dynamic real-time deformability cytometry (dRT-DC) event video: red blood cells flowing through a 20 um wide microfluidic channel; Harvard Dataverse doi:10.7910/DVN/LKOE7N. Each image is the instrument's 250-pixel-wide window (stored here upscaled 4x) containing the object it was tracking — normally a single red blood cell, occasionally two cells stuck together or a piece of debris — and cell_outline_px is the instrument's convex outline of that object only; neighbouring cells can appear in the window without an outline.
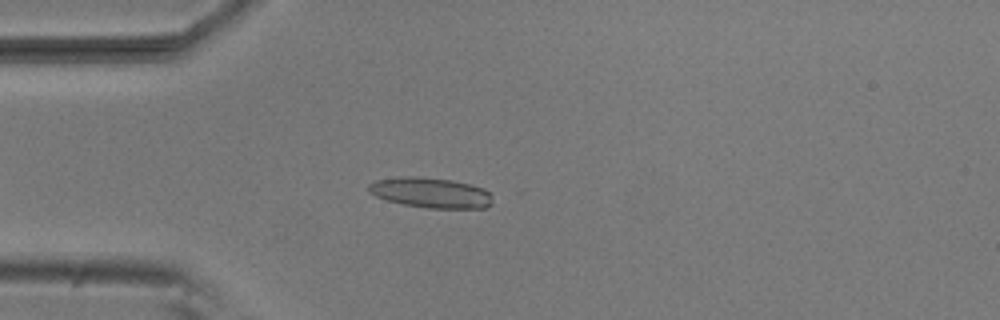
{"species": "common noctule bat (a hibernating species)", "species_latin": "Nyctalus noctula", "temperature_condition": "room temperature", "stored_images_in_passage": 13, "camera_frame_rate_fps": 3000, "um_per_image_px": 0.085, "animal": {"sex": "male", "body_mass_g": 20.5, "forearm_length_mm": 52.5}, "frame": {"image": 1, "passage_image": 1, "time_ms": 0.0, "image_size_px": [1000, 320], "cell_outline_px": [[492, 204], [484, 208], [428, 208], [404, 204], [388, 200], [376, 196], [368, 192], [368, 184], [376, 180], [404, 176], [416, 176], [452, 180], [472, 184], [484, 188], [492, 196]], "centroid_in_image_um": [36.63, 16.37], "position_along_channel_um": 48.4, "area_um2": 21.91}}
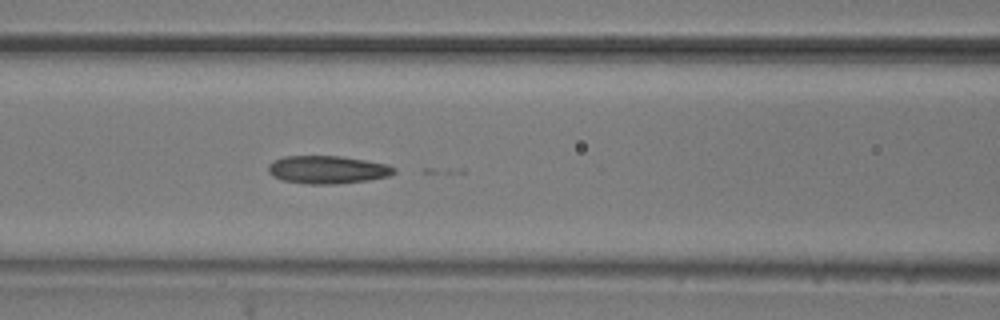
{"frame": {"image": 2, "passage_image": 9, "time_ms": 2.667, "image_size_px": [1000, 320], "cell_outline_px": [[396, 172], [388, 176], [368, 180], [336, 184], [308, 184], [284, 180], [272, 176], [268, 172], [268, 164], [272, 160], [284, 156], [340, 156], [388, 164], [396, 168]], "centroid_in_image_um": [27.82, 14.42], "position_along_channel_um": 138.8, "area_um2": 20.52}}
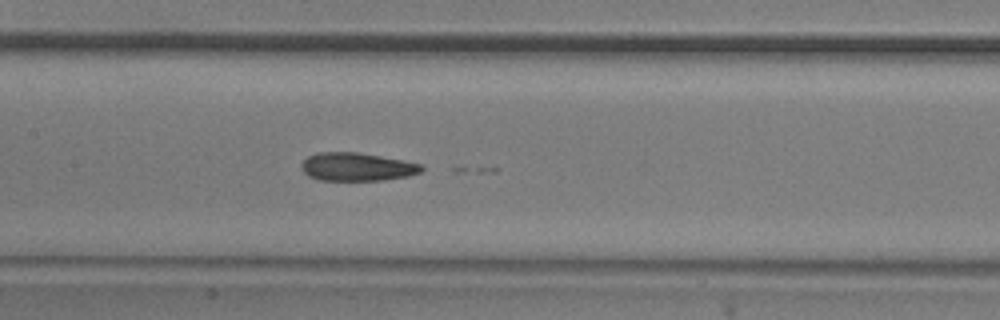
{"frame": {"image": 3, "passage_image": 12, "time_ms": 3.667, "image_size_px": [1000, 320], "cell_outline_px": [[424, 168], [420, 172], [408, 176], [384, 180], [320, 180], [308, 176], [300, 168], [300, 164], [308, 156], [316, 152], [356, 152], [380, 156], [420, 164]], "centroid_in_image_um": [30.28, 14.18], "position_along_channel_um": 177.1, "area_um2": 19.65}}